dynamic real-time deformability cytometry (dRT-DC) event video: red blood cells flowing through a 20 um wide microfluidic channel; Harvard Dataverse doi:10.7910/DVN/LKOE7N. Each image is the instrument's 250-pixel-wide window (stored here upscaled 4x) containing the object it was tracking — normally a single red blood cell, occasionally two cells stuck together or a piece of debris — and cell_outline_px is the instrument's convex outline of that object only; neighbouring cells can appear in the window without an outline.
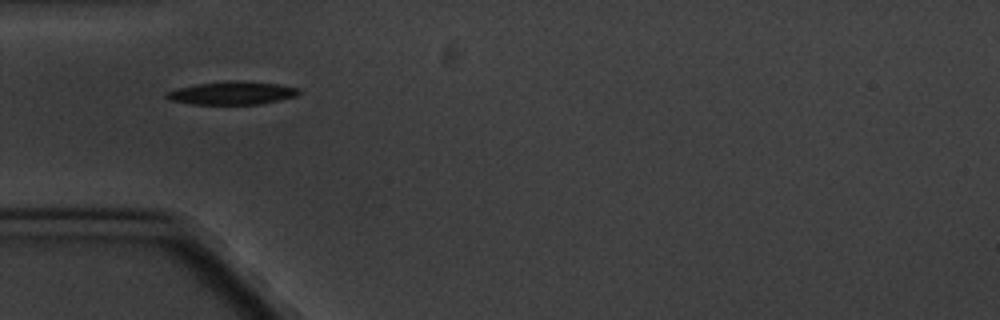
{"species": "common noctule bat (a hibernating species)", "species_latin": "Nyctalus noctula", "temperature_condition": "cold", "stored_images_in_passage": 6, "camera_frame_rate_fps": 3000, "um_per_image_px": 0.085, "animal": {"sex": "male", "body_mass_g": 20.1, "forearm_length_mm": 53.5}, "frame": {"image": 1, "passage_image": 5, "time_ms": 5.667, "image_size_px": [1000, 320], "cell_outline_px": [[300, 92], [296, 96], [280, 100], [260, 104], [192, 104], [172, 100], [164, 96], [164, 92], [176, 88], [196, 84], [232, 80], [244, 80], [280, 84], [300, 88]], "centroid_in_image_um": [19.74, 7.89], "position_along_channel_um": 65.3, "area_um2": 18.03}}